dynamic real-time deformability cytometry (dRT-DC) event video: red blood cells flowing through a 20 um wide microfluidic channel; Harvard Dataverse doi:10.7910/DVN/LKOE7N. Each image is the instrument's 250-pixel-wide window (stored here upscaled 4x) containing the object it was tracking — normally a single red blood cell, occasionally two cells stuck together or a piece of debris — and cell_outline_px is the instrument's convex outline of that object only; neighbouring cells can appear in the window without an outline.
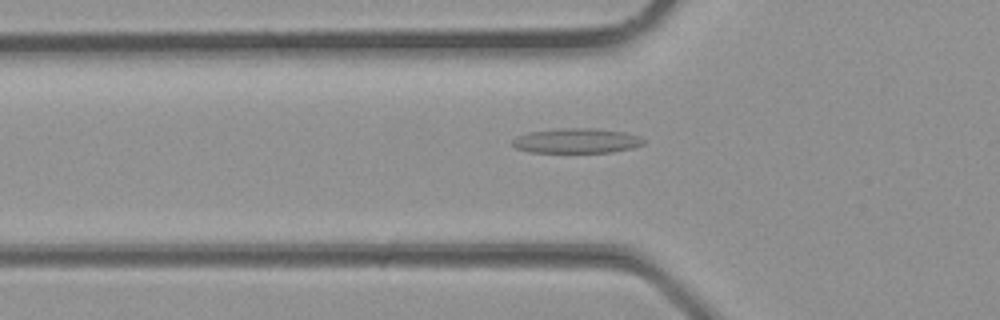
{"species": "common noctule bat (a hibernating species)", "species_latin": "Nyctalus noctula", "temperature_condition": "room temperature", "stored_images_in_passage": 27, "camera_frame_rate_fps": 3000, "um_per_image_px": 0.085, "animal": {"sex": "male", "body_mass_g": 23.1, "forearm_length_mm": 52.7}, "frame": {"image": 1, "passage_image": 6, "time_ms": 1.667, "image_size_px": [1000, 320], "cell_outline_px": [[644, 144], [632, 148], [612, 152], [528, 152], [516, 148], [512, 144], [512, 140], [516, 136], [528, 132], [560, 128], [592, 128], [624, 132], [640, 136], [644, 140]], "centroid_in_image_um": [48.99, 11.96], "position_along_channel_um": 76.8, "area_um2": 19.02}}
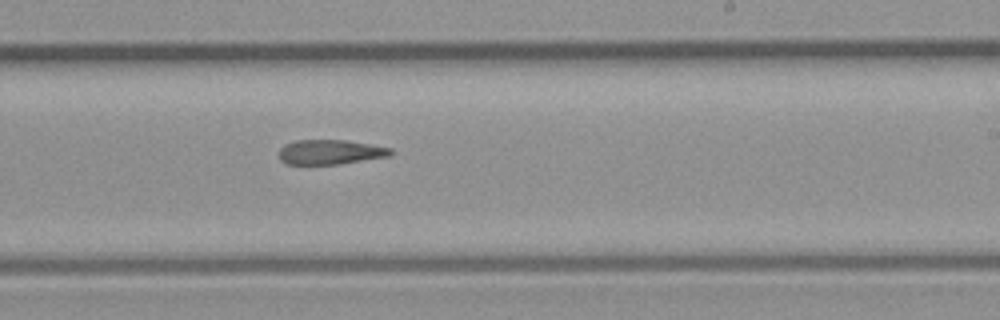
{"frame": {"image": 2, "passage_image": 15, "time_ms": 4.667, "image_size_px": [1000, 320], "cell_outline_px": [[392, 156], [336, 164], [284, 164], [280, 160], [280, 148], [284, 144], [296, 140], [344, 140], [392, 148]], "centroid_in_image_um": [28.06, 12.92], "position_along_channel_um": 260.9, "area_um2": 16.01}}
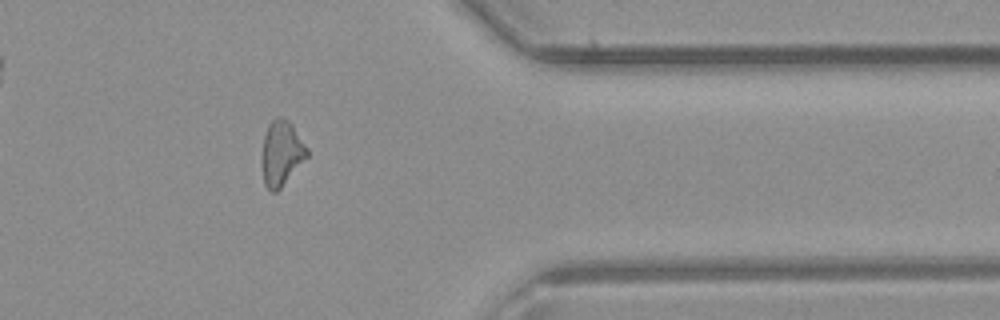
{"frame": {"image": 3, "passage_image": 22, "time_ms": 7.0, "image_size_px": [1000, 320], "cell_outline_px": [[308, 156], [280, 188], [276, 192], [272, 192], [264, 184], [260, 164], [260, 156], [264, 136], [268, 124], [276, 116], [280, 116], [288, 120], [292, 124], [308, 148]], "centroid_in_image_um": [23.89, 13.01], "position_along_channel_um": 387.5, "area_um2": 17.4}}